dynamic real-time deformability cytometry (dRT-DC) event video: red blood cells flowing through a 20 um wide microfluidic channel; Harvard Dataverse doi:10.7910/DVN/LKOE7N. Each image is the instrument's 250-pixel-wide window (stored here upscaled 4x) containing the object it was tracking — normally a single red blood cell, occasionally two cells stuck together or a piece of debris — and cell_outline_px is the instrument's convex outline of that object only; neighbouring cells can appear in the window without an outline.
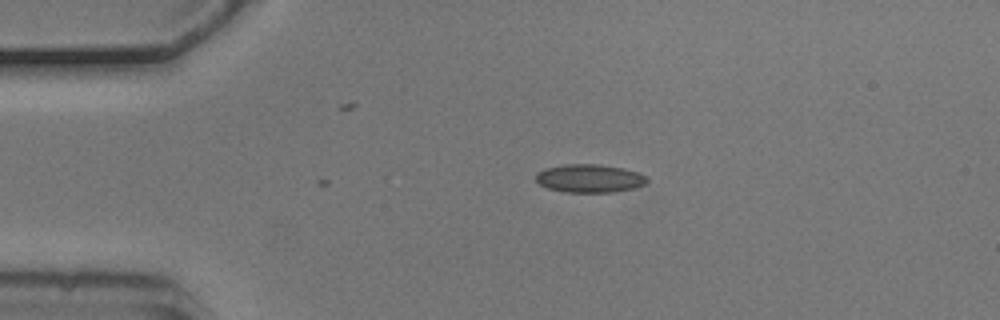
{"species": "common noctule bat (a hibernating species)", "species_latin": "Nyctalus noctula", "temperature_condition": "cold", "stored_images_in_passage": 3, "camera_frame_rate_fps": 3000, "um_per_image_px": 0.085, "animal": {"sex": "male", "body_mass_g": 20.5, "forearm_length_mm": 52.5}, "frame": {"image": 1, "passage_image": 3, "time_ms": 0.667, "image_size_px": [1000, 320], "cell_outline_px": [[648, 180], [644, 184], [636, 188], [612, 192], [564, 192], [548, 188], [540, 184], [536, 180], [536, 172], [544, 168], [564, 164], [600, 164], [624, 168], [640, 172], [648, 176]], "centroid_in_image_um": [50.14, 15.15], "position_along_channel_um": 34.9, "area_um2": 18.55}}